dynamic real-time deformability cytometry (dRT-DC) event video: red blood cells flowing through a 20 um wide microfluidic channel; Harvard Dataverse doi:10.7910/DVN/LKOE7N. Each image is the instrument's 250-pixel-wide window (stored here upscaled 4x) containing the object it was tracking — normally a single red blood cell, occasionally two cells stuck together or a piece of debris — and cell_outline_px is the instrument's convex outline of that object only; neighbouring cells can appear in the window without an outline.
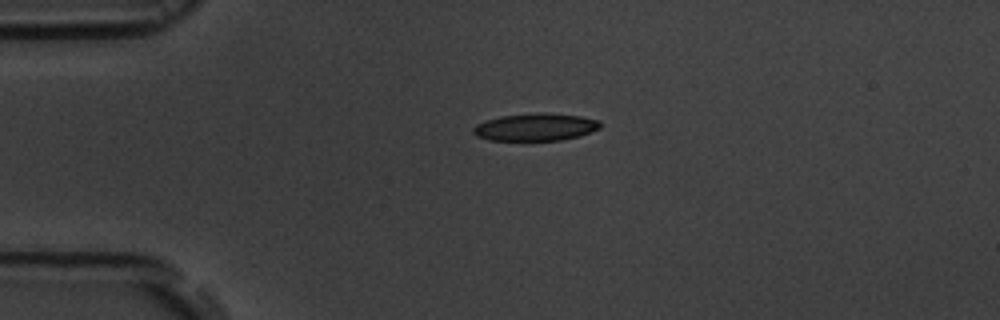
{"species": "common noctule bat (a hibernating species)", "species_latin": "Nyctalus noctula", "temperature_condition": "room temperature", "stored_images_in_passage": 3, "camera_frame_rate_fps": 3000, "um_per_image_px": 0.085, "animal": {"sex": "male", "body_mass_g": 19.5, "forearm_length_mm": 54.6}, "frame": {"image": 1, "passage_image": 1, "time_ms": 0.0, "image_size_px": [1000, 320], "cell_outline_px": [[600, 128], [580, 136], [560, 140], [488, 140], [476, 136], [472, 132], [472, 128], [476, 124], [484, 120], [500, 116], [540, 112], [544, 112], [580, 116], [600, 120]], "centroid_in_image_um": [45.49, 10.79], "position_along_channel_um": 39.5, "area_um2": 20.46}}
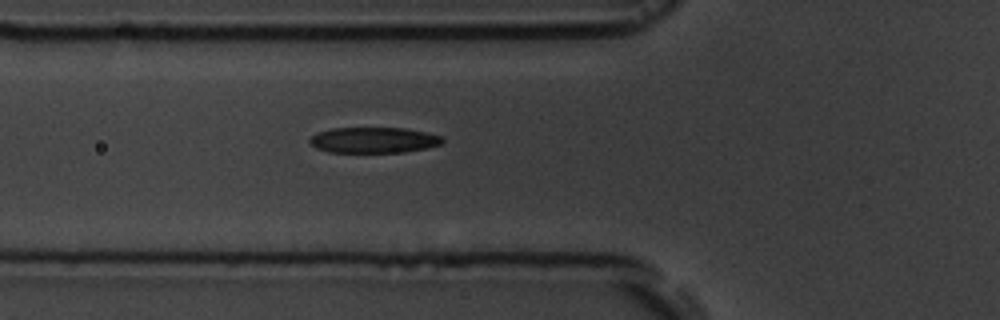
{"frame": {"image": 2, "passage_image": 3, "time_ms": 2.333, "image_size_px": [1000, 320], "cell_outline_px": [[444, 144], [428, 148], [404, 152], [328, 152], [316, 148], [308, 140], [316, 132], [332, 128], [408, 128], [444, 136]], "centroid_in_image_um": [31.82, 11.9], "position_along_channel_um": 94.0, "area_um2": 20.17}}